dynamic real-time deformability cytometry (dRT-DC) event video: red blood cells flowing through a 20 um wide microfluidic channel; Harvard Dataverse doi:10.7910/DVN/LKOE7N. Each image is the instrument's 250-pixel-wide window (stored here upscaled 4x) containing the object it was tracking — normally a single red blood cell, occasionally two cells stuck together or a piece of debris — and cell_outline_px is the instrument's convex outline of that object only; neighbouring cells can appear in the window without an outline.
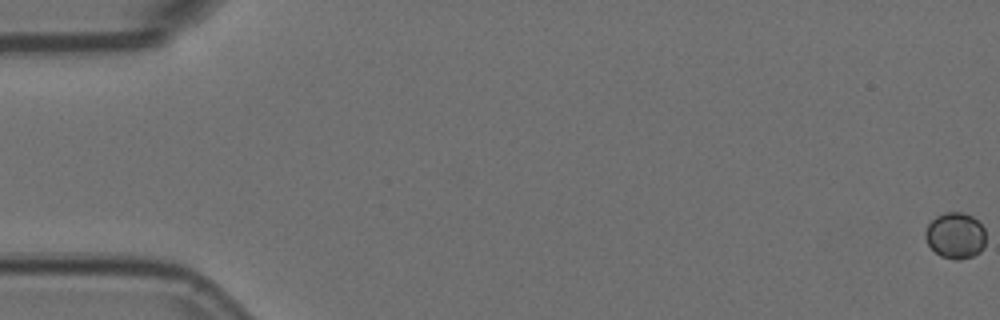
{"species": "Egyptian fruit bat (a non-hibernating species)", "species_latin": "Rousettus aegyptiacus", "temperature_condition": "room temperature", "stored_images_in_passage": 59, "camera_frame_rate_fps": 3000, "um_per_image_px": 0.085, "animal": {"sex": "female"}, "frame": {"image": 1, "passage_image": 1, "time_ms": 0.0, "image_size_px": [1000, 320], "cell_outline_px": [[984, 244], [980, 252], [972, 256], [960, 260], [956, 260], [940, 256], [928, 244], [924, 236], [924, 232], [928, 224], [936, 216], [944, 212], [964, 212], [972, 216], [984, 228]], "centroid_in_image_um": [81.19, 20.01], "position_along_channel_um": 3.8, "area_um2": 16.24}}
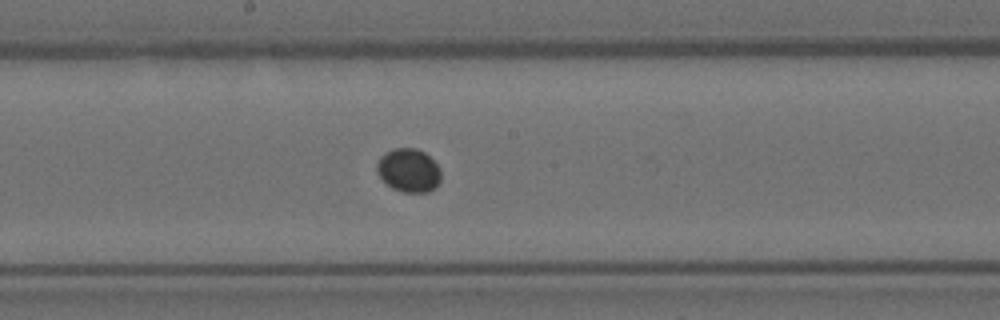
{"frame": {"image": 2, "passage_image": 32, "time_ms": 10.333, "image_size_px": [1000, 320], "cell_outline_px": [[440, 180], [436, 188], [428, 192], [404, 192], [392, 188], [380, 176], [376, 168], [376, 164], [380, 156], [396, 148], [416, 148], [424, 152], [440, 168]], "centroid_in_image_um": [34.75, 14.49], "position_along_channel_um": 213.4, "area_um2": 16.07}}
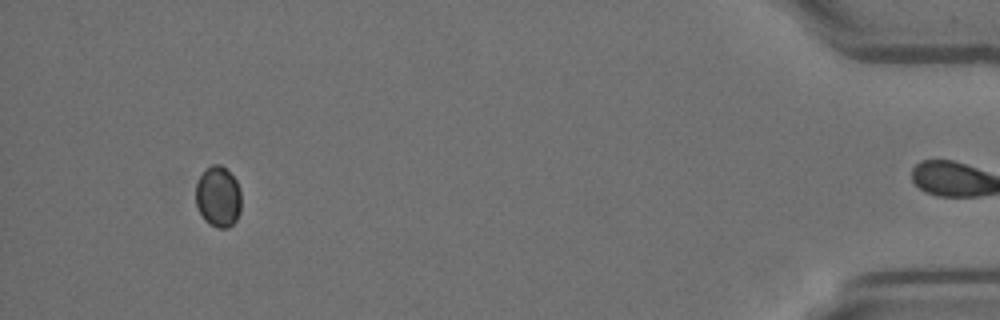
{"frame": {"image": 3, "passage_image": 55, "time_ms": 18.0, "image_size_px": [1000, 320], "cell_outline_px": [[240, 212], [236, 220], [228, 228], [216, 228], [208, 224], [204, 220], [196, 204], [196, 184], [204, 168], [212, 164], [220, 164], [236, 180], [240, 188]], "centroid_in_image_um": [18.53, 16.72], "position_along_channel_um": 416.7, "area_um2": 16.24}}